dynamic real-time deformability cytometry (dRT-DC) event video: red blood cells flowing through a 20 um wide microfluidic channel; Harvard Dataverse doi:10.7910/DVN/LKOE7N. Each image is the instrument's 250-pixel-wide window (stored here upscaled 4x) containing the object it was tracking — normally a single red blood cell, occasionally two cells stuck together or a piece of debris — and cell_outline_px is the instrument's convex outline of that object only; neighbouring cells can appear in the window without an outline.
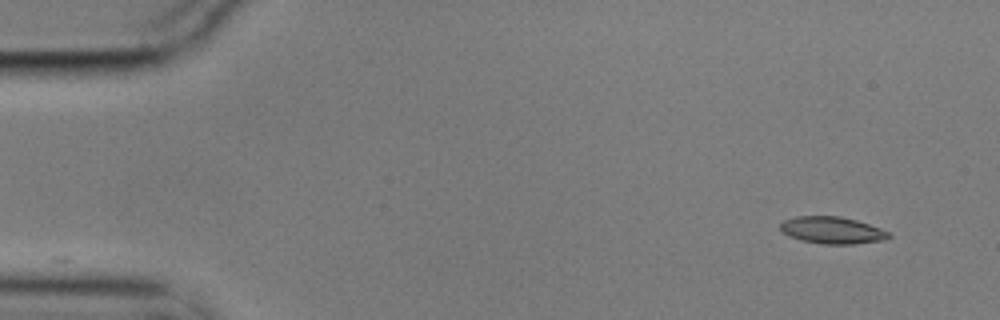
{"species": "common noctule bat (a hibernating species)", "species_latin": "Nyctalus noctula", "temperature_condition": "cold", "stored_images_in_passage": 34, "camera_frame_rate_fps": 3000, "um_per_image_px": 0.085, "animal": {"sex": "male", "body_mass_g": 17.9}, "frame": {"image": 1, "passage_image": 1, "time_ms": 0.0, "image_size_px": [1000, 320], "cell_outline_px": [[892, 236], [888, 240], [852, 244], [820, 244], [800, 240], [788, 236], [780, 228], [780, 224], [784, 220], [796, 216], [840, 216], [856, 220], [880, 228], [888, 232]], "centroid_in_image_um": [70.75, 19.58], "position_along_channel_um": 14.3, "area_um2": 17.17}}
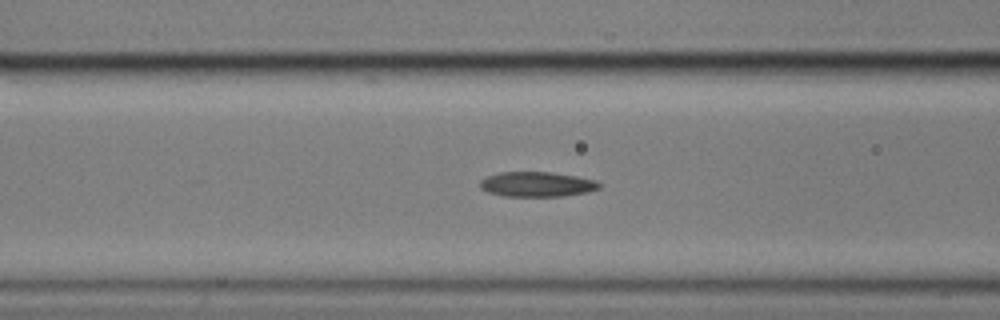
{"frame": {"image": 2, "passage_image": 19, "time_ms": 6.0, "image_size_px": [1000, 320], "cell_outline_px": [[600, 188], [588, 192], [564, 196], [504, 196], [488, 192], [480, 188], [480, 180], [488, 176], [500, 172], [548, 172], [576, 176], [596, 180], [600, 184]], "centroid_in_image_um": [45.64, 15.67], "position_along_channel_um": 121.0, "area_um2": 17.28}}
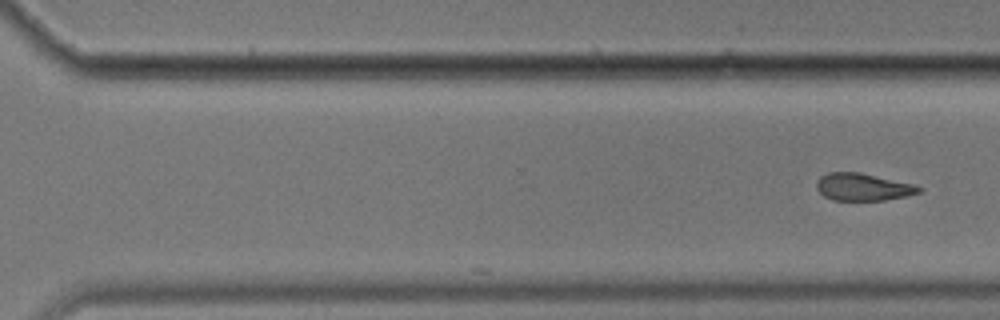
{"frame": {"image": 3, "passage_image": 34, "time_ms": 11.0, "image_size_px": [1000, 320], "cell_outline_px": [[924, 188], [920, 192], [904, 196], [884, 200], [832, 200], [824, 196], [816, 188], [816, 180], [820, 176], [828, 172], [860, 172], [916, 184]], "centroid_in_image_um": [73.35, 15.88], "position_along_channel_um": 297.3, "area_um2": 16.47}}